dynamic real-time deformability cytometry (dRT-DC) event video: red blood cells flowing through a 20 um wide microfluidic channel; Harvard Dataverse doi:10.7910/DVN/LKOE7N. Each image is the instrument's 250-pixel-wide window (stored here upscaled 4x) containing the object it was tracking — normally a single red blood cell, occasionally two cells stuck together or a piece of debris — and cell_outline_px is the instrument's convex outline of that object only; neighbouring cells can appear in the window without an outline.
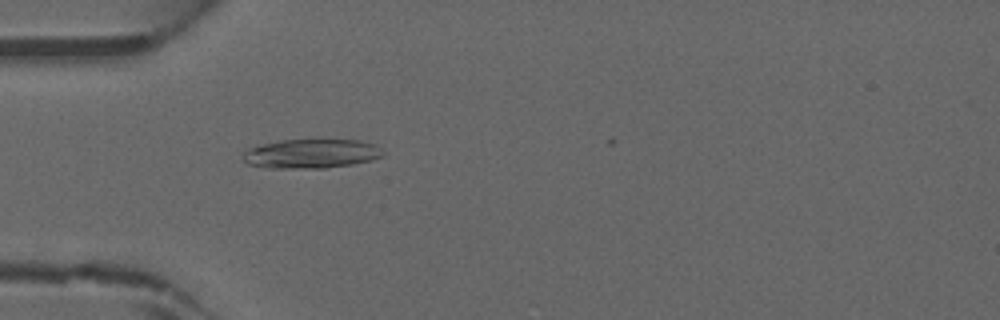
{"species": "common noctule bat (a hibernating species)", "species_latin": "Nyctalus noctula", "temperature_condition": "warm", "stored_images_in_passage": 5, "camera_frame_rate_fps": 3000, "um_per_image_px": 0.085, "animal": {"sex": "male", "forearm_length_mm": 52.5}, "frame": {"image": 1, "passage_image": 2, "time_ms": 0.333, "image_size_px": [1000, 320], "cell_outline_px": [[384, 156], [372, 160], [352, 164], [324, 168], [268, 168], [248, 164], [240, 156], [248, 148], [280, 140], [356, 140], [372, 144], [384, 152]], "centroid_in_image_um": [26.42, 13.07], "position_along_channel_um": 58.6, "area_um2": 23.7}}